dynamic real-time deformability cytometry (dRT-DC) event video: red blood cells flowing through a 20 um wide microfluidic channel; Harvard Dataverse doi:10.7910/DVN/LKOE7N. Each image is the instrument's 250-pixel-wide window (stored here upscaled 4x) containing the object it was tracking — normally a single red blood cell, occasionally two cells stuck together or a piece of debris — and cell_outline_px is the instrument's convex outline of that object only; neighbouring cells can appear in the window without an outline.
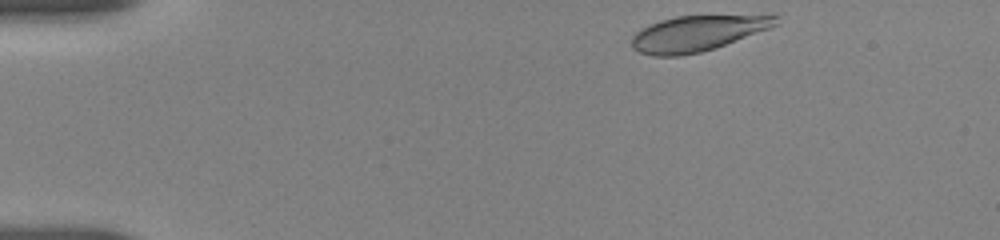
{"species": "human", "species_latin": "Homo sapiens", "temperature_condition": "room temperature", "stored_images_in_passage": 4, "camera_frame_rate_fps": 3000, "um_per_image_px": 0.085, "donor": {"sex": "female"}, "frame": {"image": 1, "passage_image": 1, "time_ms": 0.0, "image_size_px": [1000, 240], "cell_outline_px": [[780, 16], [776, 24], [768, 28], [716, 48], [700, 52], [676, 56], [652, 56], [640, 52], [632, 48], [632, 36], [636, 32], [660, 20], [676, 16], [772, 12], [776, 12]], "centroid_in_image_um": [59.41, 2.77], "position_along_channel_um": 25.6, "area_um2": 30.75}}